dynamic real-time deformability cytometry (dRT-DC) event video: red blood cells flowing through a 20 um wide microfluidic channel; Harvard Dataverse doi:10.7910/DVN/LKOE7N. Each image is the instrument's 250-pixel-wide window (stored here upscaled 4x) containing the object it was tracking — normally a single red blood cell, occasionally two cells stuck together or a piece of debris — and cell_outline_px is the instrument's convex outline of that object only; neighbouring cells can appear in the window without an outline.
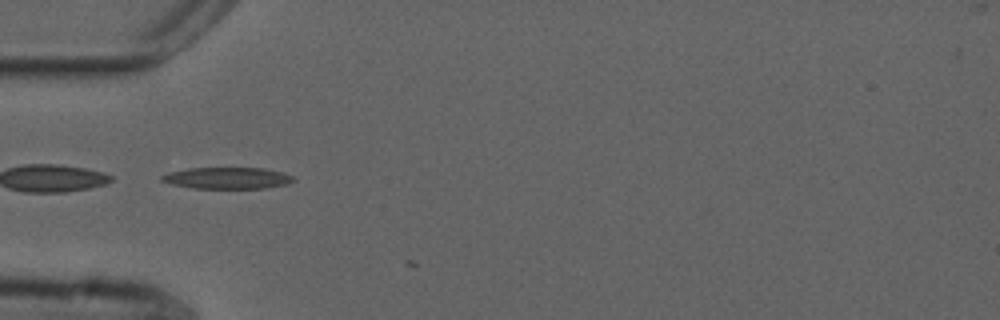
{"species": "common noctule bat (a hibernating species)", "species_latin": "Nyctalus noctula", "temperature_condition": "cold", "stored_images_in_passage": 4, "camera_frame_rate_fps": 3000, "um_per_image_px": 0.085, "animal": {"sex": "male", "forearm_length_mm": 52.5}, "frame": {"image": 1, "passage_image": 3, "time_ms": 0.667, "image_size_px": [1000, 320], "cell_outline_px": [[296, 180], [288, 184], [264, 188], [192, 188], [172, 184], [160, 180], [160, 176], [168, 172], [188, 168], [264, 168], [284, 172], [292, 176]], "centroid_in_image_um": [19.33, 15.13], "position_along_channel_um": 65.7, "area_um2": 16.59}}